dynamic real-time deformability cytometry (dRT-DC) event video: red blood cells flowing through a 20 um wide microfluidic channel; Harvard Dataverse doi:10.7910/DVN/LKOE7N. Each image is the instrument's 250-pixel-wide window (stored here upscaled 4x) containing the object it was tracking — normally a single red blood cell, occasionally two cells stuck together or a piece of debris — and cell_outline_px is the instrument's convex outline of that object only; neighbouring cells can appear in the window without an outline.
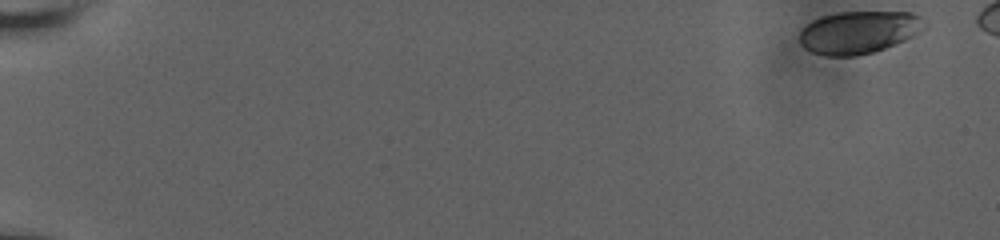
{"species": "human", "species_latin": "Homo sapiens", "temperature_condition": "room temperature", "stored_images_in_passage": 57, "camera_frame_rate_fps": 3000, "um_per_image_px": 0.085, "donor": {"sex": "male"}, "frame": {"image": 1, "passage_image": 1, "time_ms": 0.0, "image_size_px": [1000, 240], "cell_outline_px": [[928, 24], [924, 28], [912, 36], [904, 40], [884, 48], [872, 52], [856, 56], [824, 56], [812, 52], [804, 48], [800, 44], [800, 32], [812, 20], [820, 16], [840, 12], [912, 12], [928, 20]], "centroid_in_image_um": [73.01, 2.73], "position_along_channel_um": 12.0, "area_um2": 31.1}}
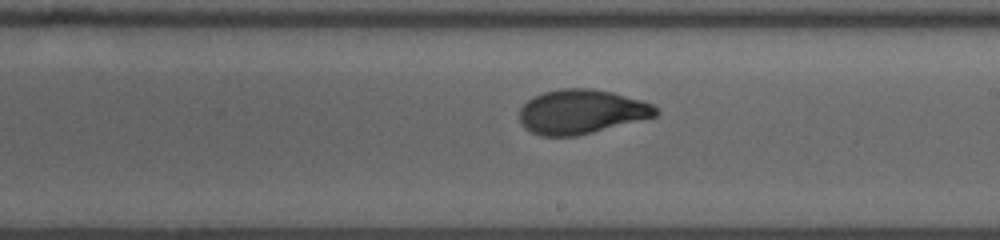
{"frame": {"image": 2, "passage_image": 36, "time_ms": 11.667, "image_size_px": [1000, 240], "cell_outline_px": [[660, 112], [656, 116], [576, 136], [540, 136], [524, 128], [520, 124], [520, 108], [532, 96], [544, 92], [560, 88], [592, 88], [612, 92], [640, 100], [652, 104]], "centroid_in_image_um": [49.38, 9.49], "position_along_channel_um": 239.6, "area_um2": 35.14}}
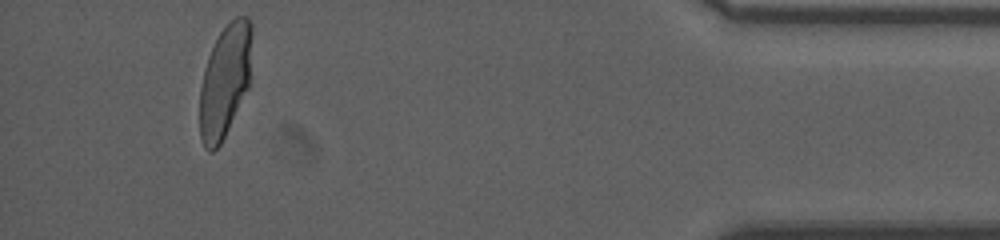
{"frame": {"image": 3, "passage_image": 55, "time_ms": 18.0, "image_size_px": [1000, 240], "cell_outline_px": [[252, 32], [248, 88], [220, 144], [212, 152], [208, 152], [204, 148], [200, 136], [200, 88], [204, 68], [208, 56], [220, 32], [236, 16], [248, 16], [252, 24]], "centroid_in_image_um": [19.11, 6.87], "position_along_channel_um": 416.1, "area_um2": 33.99}}